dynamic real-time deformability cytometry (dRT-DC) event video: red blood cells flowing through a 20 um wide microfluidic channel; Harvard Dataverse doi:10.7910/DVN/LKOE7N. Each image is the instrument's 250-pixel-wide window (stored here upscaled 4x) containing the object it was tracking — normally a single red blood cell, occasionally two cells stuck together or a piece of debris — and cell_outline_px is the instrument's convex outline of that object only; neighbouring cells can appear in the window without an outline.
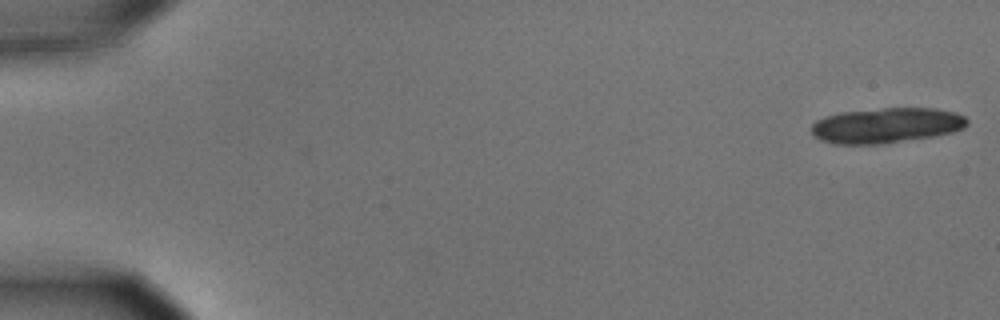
{"species": "common noctule bat (a hibernating species)", "species_latin": "Nyctalus noctula", "temperature_condition": "cold", "stored_images_in_passage": 2, "camera_frame_rate_fps": 3000, "um_per_image_px": 0.085, "animal": {"sex": "male", "body_mass_g": 15.6}, "frame": {"image": 1, "passage_image": 2, "time_ms": 0.333, "image_size_px": [1000, 320], "cell_outline_px": [[968, 124], [964, 128], [952, 132], [932, 136], [876, 144], [836, 144], [820, 140], [812, 136], [812, 124], [816, 120], [824, 116], [840, 112], [884, 108], [936, 108], [956, 112], [964, 116], [968, 120]], "centroid_in_image_um": [75.32, 10.65], "position_along_channel_um": 9.7, "area_um2": 31.96}}